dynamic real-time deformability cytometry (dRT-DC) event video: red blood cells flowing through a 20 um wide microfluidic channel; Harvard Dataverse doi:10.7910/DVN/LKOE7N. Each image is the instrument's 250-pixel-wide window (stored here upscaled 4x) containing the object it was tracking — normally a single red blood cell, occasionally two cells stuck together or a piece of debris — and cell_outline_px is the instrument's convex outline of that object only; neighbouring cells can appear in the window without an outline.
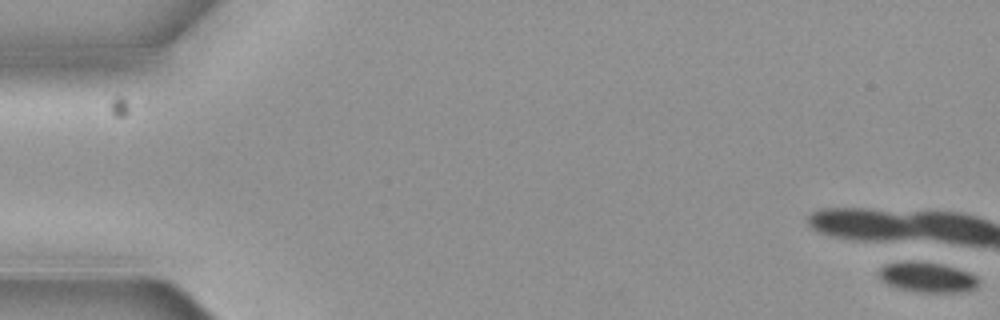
{"species": "common noctule bat (a hibernating species)", "species_latin": "Nyctalus noctula", "temperature_condition": "cold", "stored_images_in_passage": 2, "camera_frame_rate_fps": 3000, "um_per_image_px": 0.085, "animal": {"sex": "female", "body_mass_g": 19.3, "forearm_length_mm": 54.1}, "frame": {"image": 1, "passage_image": 1, "time_ms": 0.0, "image_size_px": [1000, 320], "cell_outline_px": [[980, 284], [976, 288], [960, 292], [916, 292], [900, 288], [888, 284], [880, 280], [880, 268], [884, 264], [944, 264], [968, 272], [976, 276]], "centroid_in_image_um": [78.89, 23.62], "position_along_channel_um": 6.1, "area_um2": 16.7}}